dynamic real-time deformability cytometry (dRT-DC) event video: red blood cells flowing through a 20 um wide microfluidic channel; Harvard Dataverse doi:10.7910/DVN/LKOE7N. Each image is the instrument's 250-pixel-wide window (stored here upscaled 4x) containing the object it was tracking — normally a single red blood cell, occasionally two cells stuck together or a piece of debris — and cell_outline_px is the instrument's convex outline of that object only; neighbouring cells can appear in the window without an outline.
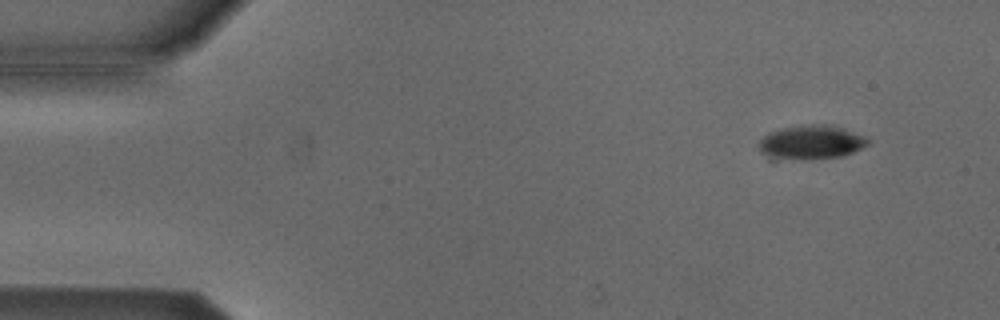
{"species": "Egyptian fruit bat (a non-hibernating species)", "species_latin": "Rousettus aegyptiacus", "temperature_condition": "cold", "stored_images_in_passage": 4, "camera_frame_rate_fps": 3000, "um_per_image_px": 0.085, "animal": {"sex": "male"}, "frame": {"image": 1, "passage_image": 1, "time_ms": 0.0, "image_size_px": [1000, 320], "cell_outline_px": [[868, 144], [852, 152], [840, 156], [812, 160], [768, 160], [760, 152], [756, 144], [764, 136], [772, 132], [784, 128], [812, 124], [824, 124], [844, 128], [864, 136], [868, 140]], "centroid_in_image_um": [68.85, 12.14], "position_along_channel_um": 16.1, "area_um2": 21.96}}